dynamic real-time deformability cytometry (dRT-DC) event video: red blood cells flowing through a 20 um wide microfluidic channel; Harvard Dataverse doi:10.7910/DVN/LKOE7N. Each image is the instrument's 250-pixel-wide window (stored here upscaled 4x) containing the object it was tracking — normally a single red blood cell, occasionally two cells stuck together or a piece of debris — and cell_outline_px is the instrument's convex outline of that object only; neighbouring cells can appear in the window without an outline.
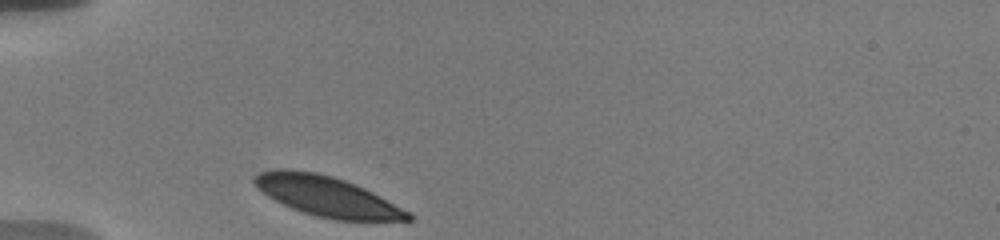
{"species": "human", "species_latin": "Homo sapiens", "temperature_condition": "warm", "stored_images_in_passage": 31, "camera_frame_rate_fps": 3000, "um_per_image_px": 0.085, "donor": {"sex": "male"}, "frame": {"image": 1, "passage_image": 1, "time_ms": 0.0, "image_size_px": [1000, 240], "cell_outline_px": [[416, 220], [336, 220], [316, 216], [292, 208], [268, 196], [252, 180], [260, 172], [272, 168], [288, 168], [316, 172], [332, 176], [344, 180], [364, 188], [380, 196], [408, 212]], "centroid_in_image_um": [27.77, 16.67], "position_along_channel_um": 57.2, "area_um2": 35.37}}
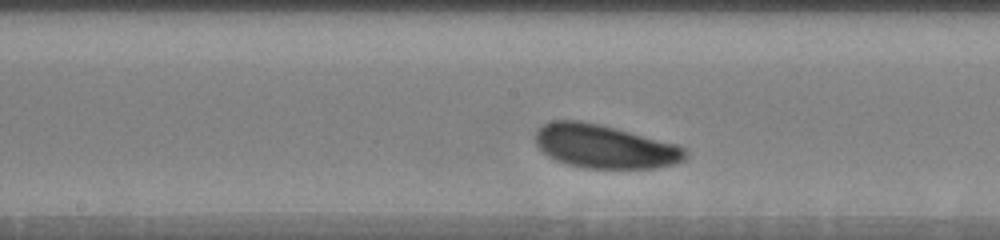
{"frame": {"image": 2, "passage_image": 14, "time_ms": 4.333, "image_size_px": [1000, 240], "cell_outline_px": [[688, 156], [684, 160], [672, 164], [656, 168], [584, 168], [568, 164], [556, 160], [548, 156], [536, 144], [536, 128], [552, 120], [580, 120], [600, 124], [616, 128], [676, 144], [684, 148], [688, 152]], "centroid_in_image_um": [51.38, 12.44], "position_along_channel_um": 196.8, "area_um2": 38.03}}
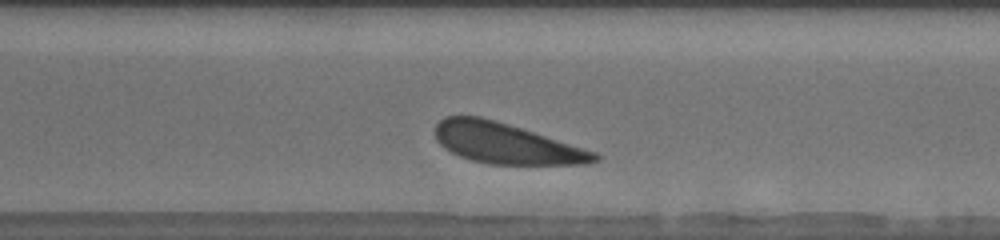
{"frame": {"image": 3, "passage_image": 25, "time_ms": 8.0, "image_size_px": [1000, 240], "cell_outline_px": [[600, 160], [588, 164], [488, 164], [472, 160], [460, 156], [444, 148], [436, 140], [436, 124], [444, 116], [480, 116], [496, 120], [596, 152], [600, 156]], "centroid_in_image_um": [43.0, 12.19], "position_along_channel_um": 327.6, "area_um2": 37.4}}